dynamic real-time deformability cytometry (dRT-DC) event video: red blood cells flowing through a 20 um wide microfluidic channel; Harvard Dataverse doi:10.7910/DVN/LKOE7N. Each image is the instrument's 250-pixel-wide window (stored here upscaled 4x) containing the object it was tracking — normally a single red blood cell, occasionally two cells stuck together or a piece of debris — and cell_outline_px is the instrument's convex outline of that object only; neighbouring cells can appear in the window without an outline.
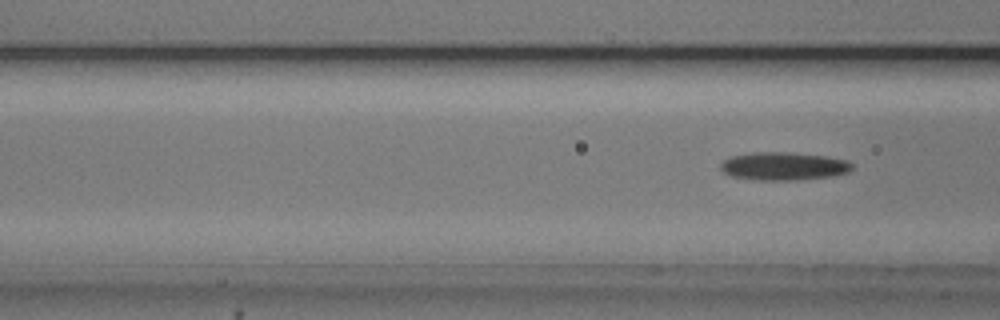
{"species": "common noctule bat (a hibernating species)", "species_latin": "Nyctalus noctula", "temperature_condition": "cold", "stored_images_in_passage": 20, "camera_frame_rate_fps": 3000, "um_per_image_px": 0.085, "animal": {"sex": "male", "body_mass_g": 20.5, "forearm_length_mm": 52.5}, "frame": {"image": 1, "passage_image": 20, "time_ms": 6.333, "image_size_px": [1000, 320], "cell_outline_px": [[852, 168], [848, 172], [832, 176], [796, 180], [756, 180], [732, 176], [724, 172], [720, 168], [720, 164], [724, 160], [732, 156], [752, 152], [788, 152], [828, 156], [848, 160], [852, 164]], "centroid_in_image_um": [66.62, 14.12], "position_along_channel_um": 100.0, "area_um2": 21.56}}